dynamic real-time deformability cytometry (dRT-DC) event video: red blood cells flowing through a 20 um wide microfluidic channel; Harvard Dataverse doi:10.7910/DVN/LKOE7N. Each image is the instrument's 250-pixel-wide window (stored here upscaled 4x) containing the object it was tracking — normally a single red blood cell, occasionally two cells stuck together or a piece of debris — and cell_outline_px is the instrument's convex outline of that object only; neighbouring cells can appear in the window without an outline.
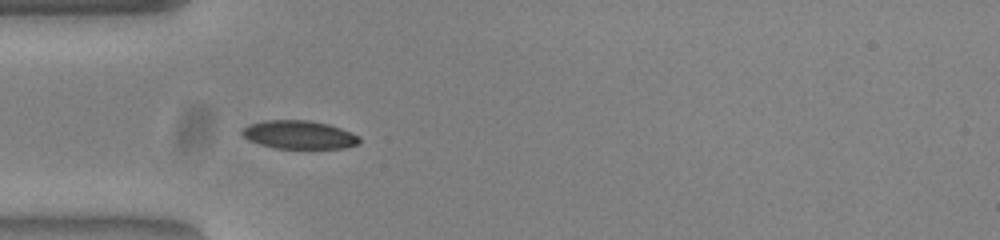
{"species": "common noctule bat (a hibernating species)", "species_latin": "Nyctalus noctula", "temperature_condition": "warm", "stored_images_in_passage": 38, "camera_frame_rate_fps": 3000, "um_per_image_px": 0.085, "animal": {"sex": "female", "body_mass_g": 23.0, "forearm_length_mm": 53.4}, "frame": {"image": 1, "passage_image": 1, "time_ms": 0.0, "image_size_px": [1000, 240], "cell_outline_px": [[360, 144], [344, 148], [276, 148], [260, 144], [248, 140], [240, 132], [248, 124], [264, 120], [308, 120], [328, 124], [340, 128], [360, 136]], "centroid_in_image_um": [25.43, 11.45], "position_along_channel_um": 59.6, "area_um2": 19.36}}
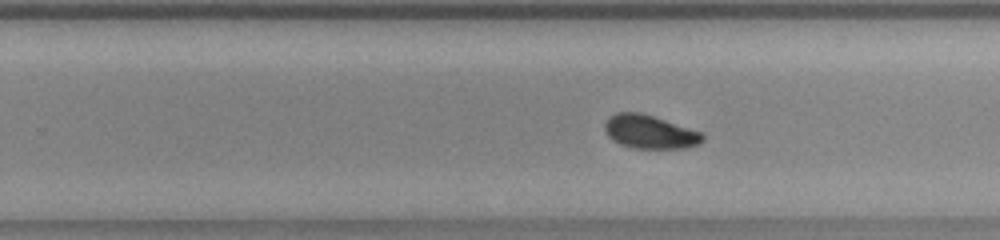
{"frame": {"image": 2, "passage_image": 18, "time_ms": 5.667, "image_size_px": [1000, 240], "cell_outline_px": [[704, 140], [700, 144], [684, 148], [636, 148], [620, 144], [612, 140], [608, 136], [604, 128], [604, 124], [616, 112], [640, 112], [700, 132], [704, 136]], "centroid_in_image_um": [55.22, 11.22], "position_along_channel_um": 274.6, "area_um2": 18.79}}
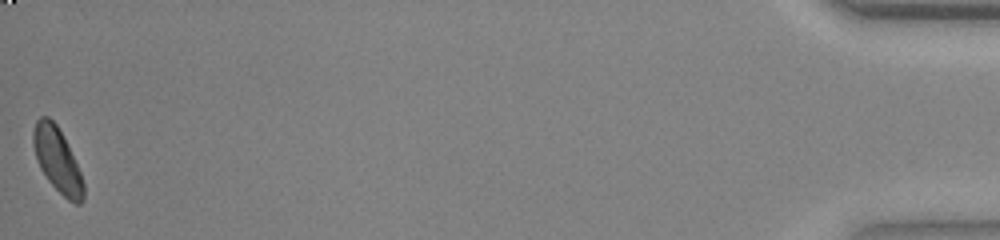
{"frame": {"image": 3, "passage_image": 38, "time_ms": 12.333, "image_size_px": [1000, 240], "cell_outline_px": [[84, 200], [80, 204], [76, 204], [68, 200], [48, 180], [40, 168], [36, 160], [32, 144], [32, 132], [36, 120], [40, 116], [48, 116], [56, 124], [80, 172], [84, 184]], "centroid_in_image_um": [4.84, 13.6], "position_along_channel_um": 430.4, "area_um2": 18.55}, "authors_computed_cell_mechanics": {"area_um2": 18.9584, "velocity_mm_per_s": 3.847, "shape_relaxation_time_tau1_ms": 7.6085, "shape_relaxation_time_tau2_ms": null, "deformation_change_tau1": 0.2121, "deformation_change_tau2": null}}